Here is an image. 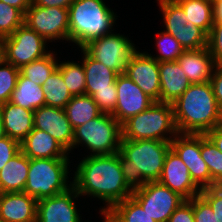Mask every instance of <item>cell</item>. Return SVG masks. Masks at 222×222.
I'll list each match as a JSON object with an SVG mask.
<instances>
[{
  "label": "cell",
  "instance_id": "cell-1",
  "mask_svg": "<svg viewBox=\"0 0 222 222\" xmlns=\"http://www.w3.org/2000/svg\"><path fill=\"white\" fill-rule=\"evenodd\" d=\"M78 162L77 166L74 162L71 164L75 169L73 186L81 197L103 201V206L99 208L100 216L106 214L115 204L131 197L133 190L124 180L119 152L112 155H85Z\"/></svg>",
  "mask_w": 222,
  "mask_h": 222
},
{
  "label": "cell",
  "instance_id": "cell-2",
  "mask_svg": "<svg viewBox=\"0 0 222 222\" xmlns=\"http://www.w3.org/2000/svg\"><path fill=\"white\" fill-rule=\"evenodd\" d=\"M172 106L179 133L206 134L222 124V111L210 81L190 84Z\"/></svg>",
  "mask_w": 222,
  "mask_h": 222
},
{
  "label": "cell",
  "instance_id": "cell-3",
  "mask_svg": "<svg viewBox=\"0 0 222 222\" xmlns=\"http://www.w3.org/2000/svg\"><path fill=\"white\" fill-rule=\"evenodd\" d=\"M170 142L160 140H121L119 161L124 180L132 189L158 181Z\"/></svg>",
  "mask_w": 222,
  "mask_h": 222
},
{
  "label": "cell",
  "instance_id": "cell-4",
  "mask_svg": "<svg viewBox=\"0 0 222 222\" xmlns=\"http://www.w3.org/2000/svg\"><path fill=\"white\" fill-rule=\"evenodd\" d=\"M106 0H75L69 10L70 42L79 49L93 39L100 38L115 30L114 26L119 17ZM114 28V29H113Z\"/></svg>",
  "mask_w": 222,
  "mask_h": 222
},
{
  "label": "cell",
  "instance_id": "cell-5",
  "mask_svg": "<svg viewBox=\"0 0 222 222\" xmlns=\"http://www.w3.org/2000/svg\"><path fill=\"white\" fill-rule=\"evenodd\" d=\"M178 133L172 104L159 101L122 124V140L171 142Z\"/></svg>",
  "mask_w": 222,
  "mask_h": 222
},
{
  "label": "cell",
  "instance_id": "cell-6",
  "mask_svg": "<svg viewBox=\"0 0 222 222\" xmlns=\"http://www.w3.org/2000/svg\"><path fill=\"white\" fill-rule=\"evenodd\" d=\"M71 162L70 158L29 159L28 178L23 192L39 200L67 191L73 186Z\"/></svg>",
  "mask_w": 222,
  "mask_h": 222
},
{
  "label": "cell",
  "instance_id": "cell-7",
  "mask_svg": "<svg viewBox=\"0 0 222 222\" xmlns=\"http://www.w3.org/2000/svg\"><path fill=\"white\" fill-rule=\"evenodd\" d=\"M122 125L112 114L101 113L98 117L74 128L73 151L83 147L88 155H112L119 152Z\"/></svg>",
  "mask_w": 222,
  "mask_h": 222
},
{
  "label": "cell",
  "instance_id": "cell-8",
  "mask_svg": "<svg viewBox=\"0 0 222 222\" xmlns=\"http://www.w3.org/2000/svg\"><path fill=\"white\" fill-rule=\"evenodd\" d=\"M116 30L93 39L82 49L93 59L112 69L118 74H124L127 63L139 49L125 34ZM136 46V47H135Z\"/></svg>",
  "mask_w": 222,
  "mask_h": 222
},
{
  "label": "cell",
  "instance_id": "cell-9",
  "mask_svg": "<svg viewBox=\"0 0 222 222\" xmlns=\"http://www.w3.org/2000/svg\"><path fill=\"white\" fill-rule=\"evenodd\" d=\"M3 41L6 62L19 69L52 51L48 49V41L25 24L18 27L10 36L3 38Z\"/></svg>",
  "mask_w": 222,
  "mask_h": 222
},
{
  "label": "cell",
  "instance_id": "cell-10",
  "mask_svg": "<svg viewBox=\"0 0 222 222\" xmlns=\"http://www.w3.org/2000/svg\"><path fill=\"white\" fill-rule=\"evenodd\" d=\"M24 24L36 31L48 43L68 42L69 10L60 7H42L33 2L24 14ZM57 40V41H55ZM59 40V41H58ZM64 40V41H63Z\"/></svg>",
  "mask_w": 222,
  "mask_h": 222
},
{
  "label": "cell",
  "instance_id": "cell-11",
  "mask_svg": "<svg viewBox=\"0 0 222 222\" xmlns=\"http://www.w3.org/2000/svg\"><path fill=\"white\" fill-rule=\"evenodd\" d=\"M131 197L156 222H168L173 212L185 201L178 193L158 181L147 182L143 187L133 190Z\"/></svg>",
  "mask_w": 222,
  "mask_h": 222
},
{
  "label": "cell",
  "instance_id": "cell-12",
  "mask_svg": "<svg viewBox=\"0 0 222 222\" xmlns=\"http://www.w3.org/2000/svg\"><path fill=\"white\" fill-rule=\"evenodd\" d=\"M170 148L188 168L193 181L201 188L211 187V174L201 157V134L178 133L170 142Z\"/></svg>",
  "mask_w": 222,
  "mask_h": 222
},
{
  "label": "cell",
  "instance_id": "cell-13",
  "mask_svg": "<svg viewBox=\"0 0 222 222\" xmlns=\"http://www.w3.org/2000/svg\"><path fill=\"white\" fill-rule=\"evenodd\" d=\"M80 197L72 186L65 192L37 200L36 222H83L84 216L76 205Z\"/></svg>",
  "mask_w": 222,
  "mask_h": 222
},
{
  "label": "cell",
  "instance_id": "cell-14",
  "mask_svg": "<svg viewBox=\"0 0 222 222\" xmlns=\"http://www.w3.org/2000/svg\"><path fill=\"white\" fill-rule=\"evenodd\" d=\"M124 74L150 98L160 102L159 62L153 57L138 49L127 63Z\"/></svg>",
  "mask_w": 222,
  "mask_h": 222
},
{
  "label": "cell",
  "instance_id": "cell-15",
  "mask_svg": "<svg viewBox=\"0 0 222 222\" xmlns=\"http://www.w3.org/2000/svg\"><path fill=\"white\" fill-rule=\"evenodd\" d=\"M117 103L112 116L122 125L130 117L148 109L155 101L125 74L116 78Z\"/></svg>",
  "mask_w": 222,
  "mask_h": 222
},
{
  "label": "cell",
  "instance_id": "cell-16",
  "mask_svg": "<svg viewBox=\"0 0 222 222\" xmlns=\"http://www.w3.org/2000/svg\"><path fill=\"white\" fill-rule=\"evenodd\" d=\"M34 128L47 132L69 154L73 150L74 129L69 122L65 109L42 106L34 110Z\"/></svg>",
  "mask_w": 222,
  "mask_h": 222
},
{
  "label": "cell",
  "instance_id": "cell-17",
  "mask_svg": "<svg viewBox=\"0 0 222 222\" xmlns=\"http://www.w3.org/2000/svg\"><path fill=\"white\" fill-rule=\"evenodd\" d=\"M158 182L178 193L185 200L200 195L202 190L191 178L185 163L172 149L167 152Z\"/></svg>",
  "mask_w": 222,
  "mask_h": 222
},
{
  "label": "cell",
  "instance_id": "cell-18",
  "mask_svg": "<svg viewBox=\"0 0 222 222\" xmlns=\"http://www.w3.org/2000/svg\"><path fill=\"white\" fill-rule=\"evenodd\" d=\"M37 200L25 192L0 193L2 222H36Z\"/></svg>",
  "mask_w": 222,
  "mask_h": 222
},
{
  "label": "cell",
  "instance_id": "cell-19",
  "mask_svg": "<svg viewBox=\"0 0 222 222\" xmlns=\"http://www.w3.org/2000/svg\"><path fill=\"white\" fill-rule=\"evenodd\" d=\"M177 62L191 84L209 82L216 67L207 47L185 50Z\"/></svg>",
  "mask_w": 222,
  "mask_h": 222
},
{
  "label": "cell",
  "instance_id": "cell-20",
  "mask_svg": "<svg viewBox=\"0 0 222 222\" xmlns=\"http://www.w3.org/2000/svg\"><path fill=\"white\" fill-rule=\"evenodd\" d=\"M4 134L21 143L34 128V111L8 101L0 105Z\"/></svg>",
  "mask_w": 222,
  "mask_h": 222
},
{
  "label": "cell",
  "instance_id": "cell-21",
  "mask_svg": "<svg viewBox=\"0 0 222 222\" xmlns=\"http://www.w3.org/2000/svg\"><path fill=\"white\" fill-rule=\"evenodd\" d=\"M20 148L29 159L70 158L69 152L52 136L35 128L20 143Z\"/></svg>",
  "mask_w": 222,
  "mask_h": 222
},
{
  "label": "cell",
  "instance_id": "cell-22",
  "mask_svg": "<svg viewBox=\"0 0 222 222\" xmlns=\"http://www.w3.org/2000/svg\"><path fill=\"white\" fill-rule=\"evenodd\" d=\"M160 102L173 104L190 86L177 61L159 62Z\"/></svg>",
  "mask_w": 222,
  "mask_h": 222
},
{
  "label": "cell",
  "instance_id": "cell-23",
  "mask_svg": "<svg viewBox=\"0 0 222 222\" xmlns=\"http://www.w3.org/2000/svg\"><path fill=\"white\" fill-rule=\"evenodd\" d=\"M78 50L81 51L80 61L86 76V94L92 96L98 91L116 90L115 81L119 74L91 58L82 48Z\"/></svg>",
  "mask_w": 222,
  "mask_h": 222
},
{
  "label": "cell",
  "instance_id": "cell-24",
  "mask_svg": "<svg viewBox=\"0 0 222 222\" xmlns=\"http://www.w3.org/2000/svg\"><path fill=\"white\" fill-rule=\"evenodd\" d=\"M29 170V158L20 150L0 170V193L23 192Z\"/></svg>",
  "mask_w": 222,
  "mask_h": 222
},
{
  "label": "cell",
  "instance_id": "cell-25",
  "mask_svg": "<svg viewBox=\"0 0 222 222\" xmlns=\"http://www.w3.org/2000/svg\"><path fill=\"white\" fill-rule=\"evenodd\" d=\"M10 102L22 108L34 111L45 105L42 86L33 83L20 73Z\"/></svg>",
  "mask_w": 222,
  "mask_h": 222
},
{
  "label": "cell",
  "instance_id": "cell-26",
  "mask_svg": "<svg viewBox=\"0 0 222 222\" xmlns=\"http://www.w3.org/2000/svg\"><path fill=\"white\" fill-rule=\"evenodd\" d=\"M64 109L73 129L102 113L93 98L87 94L73 96Z\"/></svg>",
  "mask_w": 222,
  "mask_h": 222
},
{
  "label": "cell",
  "instance_id": "cell-27",
  "mask_svg": "<svg viewBox=\"0 0 222 222\" xmlns=\"http://www.w3.org/2000/svg\"><path fill=\"white\" fill-rule=\"evenodd\" d=\"M183 9L186 21L194 23L207 35L212 28V0H175Z\"/></svg>",
  "mask_w": 222,
  "mask_h": 222
},
{
  "label": "cell",
  "instance_id": "cell-28",
  "mask_svg": "<svg viewBox=\"0 0 222 222\" xmlns=\"http://www.w3.org/2000/svg\"><path fill=\"white\" fill-rule=\"evenodd\" d=\"M104 216L109 222H156L132 197L115 204Z\"/></svg>",
  "mask_w": 222,
  "mask_h": 222
},
{
  "label": "cell",
  "instance_id": "cell-29",
  "mask_svg": "<svg viewBox=\"0 0 222 222\" xmlns=\"http://www.w3.org/2000/svg\"><path fill=\"white\" fill-rule=\"evenodd\" d=\"M57 51H51L45 57L23 65L20 73L33 83L43 86L45 81L58 68L59 59Z\"/></svg>",
  "mask_w": 222,
  "mask_h": 222
},
{
  "label": "cell",
  "instance_id": "cell-30",
  "mask_svg": "<svg viewBox=\"0 0 222 222\" xmlns=\"http://www.w3.org/2000/svg\"><path fill=\"white\" fill-rule=\"evenodd\" d=\"M42 89L46 106L64 109L73 97L64 83L62 74L58 69L48 77L42 86Z\"/></svg>",
  "mask_w": 222,
  "mask_h": 222
},
{
  "label": "cell",
  "instance_id": "cell-31",
  "mask_svg": "<svg viewBox=\"0 0 222 222\" xmlns=\"http://www.w3.org/2000/svg\"><path fill=\"white\" fill-rule=\"evenodd\" d=\"M57 69L61 72L63 81L72 96L86 94V76L81 61L62 60L59 61Z\"/></svg>",
  "mask_w": 222,
  "mask_h": 222
},
{
  "label": "cell",
  "instance_id": "cell-32",
  "mask_svg": "<svg viewBox=\"0 0 222 222\" xmlns=\"http://www.w3.org/2000/svg\"><path fill=\"white\" fill-rule=\"evenodd\" d=\"M200 154L211 174V187L222 186V152L206 134H201Z\"/></svg>",
  "mask_w": 222,
  "mask_h": 222
},
{
  "label": "cell",
  "instance_id": "cell-33",
  "mask_svg": "<svg viewBox=\"0 0 222 222\" xmlns=\"http://www.w3.org/2000/svg\"><path fill=\"white\" fill-rule=\"evenodd\" d=\"M184 48V50H197L207 47V34L192 22H187L180 29H165Z\"/></svg>",
  "mask_w": 222,
  "mask_h": 222
},
{
  "label": "cell",
  "instance_id": "cell-34",
  "mask_svg": "<svg viewBox=\"0 0 222 222\" xmlns=\"http://www.w3.org/2000/svg\"><path fill=\"white\" fill-rule=\"evenodd\" d=\"M155 46L157 49V55L149 54L157 62H171L177 61L180 55L185 51L181 44L169 33L165 32L164 29L157 32L155 36Z\"/></svg>",
  "mask_w": 222,
  "mask_h": 222
},
{
  "label": "cell",
  "instance_id": "cell-35",
  "mask_svg": "<svg viewBox=\"0 0 222 222\" xmlns=\"http://www.w3.org/2000/svg\"><path fill=\"white\" fill-rule=\"evenodd\" d=\"M165 29H180L187 24L182 7L175 0H156Z\"/></svg>",
  "mask_w": 222,
  "mask_h": 222
},
{
  "label": "cell",
  "instance_id": "cell-36",
  "mask_svg": "<svg viewBox=\"0 0 222 222\" xmlns=\"http://www.w3.org/2000/svg\"><path fill=\"white\" fill-rule=\"evenodd\" d=\"M24 24V14L17 8L0 1V37L10 36Z\"/></svg>",
  "mask_w": 222,
  "mask_h": 222
},
{
  "label": "cell",
  "instance_id": "cell-37",
  "mask_svg": "<svg viewBox=\"0 0 222 222\" xmlns=\"http://www.w3.org/2000/svg\"><path fill=\"white\" fill-rule=\"evenodd\" d=\"M19 74V68L11 63L5 61L0 66V105L10 101Z\"/></svg>",
  "mask_w": 222,
  "mask_h": 222
},
{
  "label": "cell",
  "instance_id": "cell-38",
  "mask_svg": "<svg viewBox=\"0 0 222 222\" xmlns=\"http://www.w3.org/2000/svg\"><path fill=\"white\" fill-rule=\"evenodd\" d=\"M207 48L216 66H222V23L212 25L207 35Z\"/></svg>",
  "mask_w": 222,
  "mask_h": 222
},
{
  "label": "cell",
  "instance_id": "cell-39",
  "mask_svg": "<svg viewBox=\"0 0 222 222\" xmlns=\"http://www.w3.org/2000/svg\"><path fill=\"white\" fill-rule=\"evenodd\" d=\"M200 195L212 208L216 222H222V186L203 188Z\"/></svg>",
  "mask_w": 222,
  "mask_h": 222
},
{
  "label": "cell",
  "instance_id": "cell-40",
  "mask_svg": "<svg viewBox=\"0 0 222 222\" xmlns=\"http://www.w3.org/2000/svg\"><path fill=\"white\" fill-rule=\"evenodd\" d=\"M102 113L112 114L117 103V90L95 92L91 96Z\"/></svg>",
  "mask_w": 222,
  "mask_h": 222
},
{
  "label": "cell",
  "instance_id": "cell-41",
  "mask_svg": "<svg viewBox=\"0 0 222 222\" xmlns=\"http://www.w3.org/2000/svg\"><path fill=\"white\" fill-rule=\"evenodd\" d=\"M193 214L195 222H216L212 208L201 195L193 197Z\"/></svg>",
  "mask_w": 222,
  "mask_h": 222
},
{
  "label": "cell",
  "instance_id": "cell-42",
  "mask_svg": "<svg viewBox=\"0 0 222 222\" xmlns=\"http://www.w3.org/2000/svg\"><path fill=\"white\" fill-rule=\"evenodd\" d=\"M20 150V143L17 140L6 135L2 137L0 139V170Z\"/></svg>",
  "mask_w": 222,
  "mask_h": 222
},
{
  "label": "cell",
  "instance_id": "cell-43",
  "mask_svg": "<svg viewBox=\"0 0 222 222\" xmlns=\"http://www.w3.org/2000/svg\"><path fill=\"white\" fill-rule=\"evenodd\" d=\"M168 222H195L193 214V198L183 201L169 217Z\"/></svg>",
  "mask_w": 222,
  "mask_h": 222
},
{
  "label": "cell",
  "instance_id": "cell-44",
  "mask_svg": "<svg viewBox=\"0 0 222 222\" xmlns=\"http://www.w3.org/2000/svg\"><path fill=\"white\" fill-rule=\"evenodd\" d=\"M210 82L213 87L217 104L222 111V66H216L214 68Z\"/></svg>",
  "mask_w": 222,
  "mask_h": 222
},
{
  "label": "cell",
  "instance_id": "cell-45",
  "mask_svg": "<svg viewBox=\"0 0 222 222\" xmlns=\"http://www.w3.org/2000/svg\"><path fill=\"white\" fill-rule=\"evenodd\" d=\"M75 0H32L37 6L69 8Z\"/></svg>",
  "mask_w": 222,
  "mask_h": 222
},
{
  "label": "cell",
  "instance_id": "cell-46",
  "mask_svg": "<svg viewBox=\"0 0 222 222\" xmlns=\"http://www.w3.org/2000/svg\"><path fill=\"white\" fill-rule=\"evenodd\" d=\"M206 135L213 141L216 147L222 152V124L208 131Z\"/></svg>",
  "mask_w": 222,
  "mask_h": 222
},
{
  "label": "cell",
  "instance_id": "cell-47",
  "mask_svg": "<svg viewBox=\"0 0 222 222\" xmlns=\"http://www.w3.org/2000/svg\"><path fill=\"white\" fill-rule=\"evenodd\" d=\"M0 1L19 9L23 14H25L26 10L32 4V0H0Z\"/></svg>",
  "mask_w": 222,
  "mask_h": 222
},
{
  "label": "cell",
  "instance_id": "cell-48",
  "mask_svg": "<svg viewBox=\"0 0 222 222\" xmlns=\"http://www.w3.org/2000/svg\"><path fill=\"white\" fill-rule=\"evenodd\" d=\"M212 23H222V4H212Z\"/></svg>",
  "mask_w": 222,
  "mask_h": 222
},
{
  "label": "cell",
  "instance_id": "cell-49",
  "mask_svg": "<svg viewBox=\"0 0 222 222\" xmlns=\"http://www.w3.org/2000/svg\"><path fill=\"white\" fill-rule=\"evenodd\" d=\"M6 61L5 45L3 38L0 37V66Z\"/></svg>",
  "mask_w": 222,
  "mask_h": 222
},
{
  "label": "cell",
  "instance_id": "cell-50",
  "mask_svg": "<svg viewBox=\"0 0 222 222\" xmlns=\"http://www.w3.org/2000/svg\"><path fill=\"white\" fill-rule=\"evenodd\" d=\"M4 136H5V134H4V131H3L2 113H1V110H0V139Z\"/></svg>",
  "mask_w": 222,
  "mask_h": 222
},
{
  "label": "cell",
  "instance_id": "cell-51",
  "mask_svg": "<svg viewBox=\"0 0 222 222\" xmlns=\"http://www.w3.org/2000/svg\"><path fill=\"white\" fill-rule=\"evenodd\" d=\"M212 4H222V0H212Z\"/></svg>",
  "mask_w": 222,
  "mask_h": 222
},
{
  "label": "cell",
  "instance_id": "cell-52",
  "mask_svg": "<svg viewBox=\"0 0 222 222\" xmlns=\"http://www.w3.org/2000/svg\"><path fill=\"white\" fill-rule=\"evenodd\" d=\"M102 216H103L102 217V219H103L102 222H109L108 219L104 215H102Z\"/></svg>",
  "mask_w": 222,
  "mask_h": 222
}]
</instances>
